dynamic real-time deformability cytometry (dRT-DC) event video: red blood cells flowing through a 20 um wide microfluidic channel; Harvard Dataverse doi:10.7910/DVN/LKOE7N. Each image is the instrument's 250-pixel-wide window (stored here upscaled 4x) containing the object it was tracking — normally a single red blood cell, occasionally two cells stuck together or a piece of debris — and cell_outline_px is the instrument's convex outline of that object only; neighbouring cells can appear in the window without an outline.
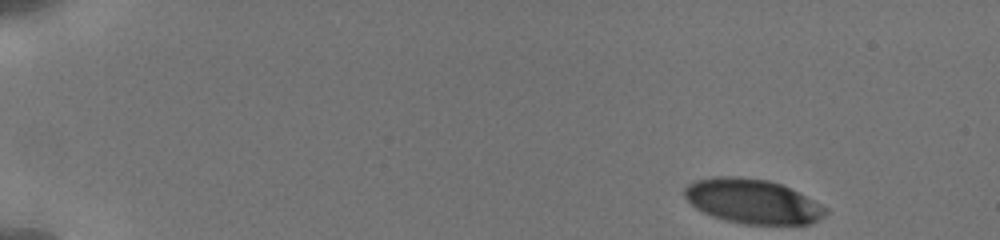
{"species": "human", "species_latin": "Homo sapiens", "temperature_condition": "cold", "stored_images_in_passage": 40, "camera_frame_rate_fps": 3000, "um_per_image_px": 0.085, "donor": {"sex": "male"}, "frame": {"image": 1, "passage_image": 1, "time_ms": 0.0, "image_size_px": [1000, 240], "cell_outline_px": [[828, 212], [824, 216], [808, 224], [744, 224], [712, 216], [696, 208], [684, 196], [684, 188], [688, 184], [696, 180], [712, 176], [736, 176], [768, 180], [780, 184], [828, 208]], "centroid_in_image_um": [63.93, 17.1], "position_along_channel_um": 21.1, "area_um2": 36.18}}
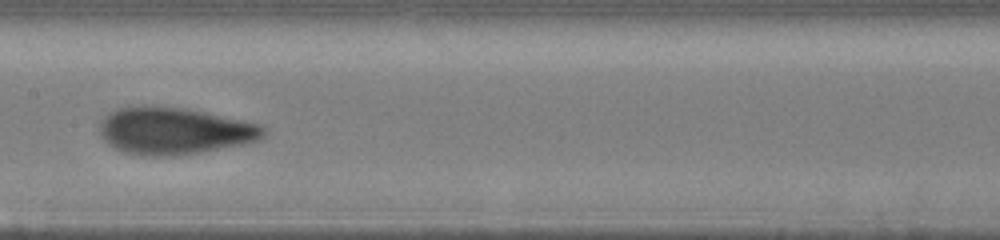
{"frame": {"image": 2, "passage_image": 16, "time_ms": 8.0, "image_size_px": [1000, 240], "cell_outline_px": [[264, 136], [260, 140], [244, 144], [200, 152], [176, 156], [140, 156], [124, 152], [108, 144], [100, 136], [100, 124], [104, 116], [108, 112], [116, 108], [144, 104], [184, 108], [204, 112], [260, 124], [264, 128]], "centroid_in_image_um": [14.76, 11.12], "position_along_channel_um": 192.6, "area_um2": 45.26}}
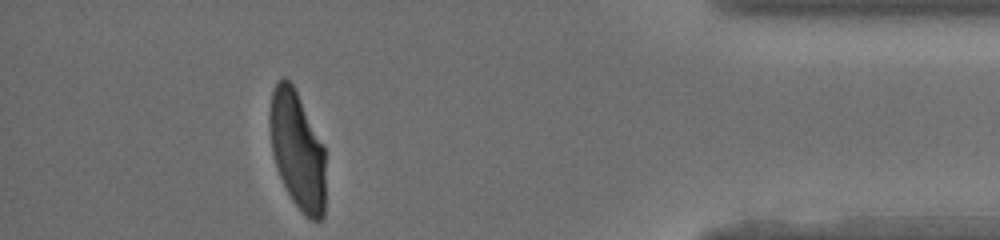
{"frame": {"image": 3, "passage_image": 31, "time_ms": 14.667, "image_size_px": [1000, 240], "cell_outline_px": [[324, 216], [320, 220], [312, 220], [292, 200], [276, 168], [272, 152], [268, 124], [268, 112], [272, 92], [276, 84], [284, 76], [292, 84], [324, 144]], "centroid_in_image_um": [25.25, 12.73], "position_along_channel_um": 410.0, "area_um2": 38.15}, "authors_computed_cell_mechanics": {"area_um2": 39.9976, "velocity_mm_per_s": 3.8348, "shape_relaxation_time_tau1_ms": 4.6047, "shape_relaxation_time_tau2_ms": 0.7733, "deformation_change_tau1": 0.1897, "deformation_change_tau2": 0.0634}}